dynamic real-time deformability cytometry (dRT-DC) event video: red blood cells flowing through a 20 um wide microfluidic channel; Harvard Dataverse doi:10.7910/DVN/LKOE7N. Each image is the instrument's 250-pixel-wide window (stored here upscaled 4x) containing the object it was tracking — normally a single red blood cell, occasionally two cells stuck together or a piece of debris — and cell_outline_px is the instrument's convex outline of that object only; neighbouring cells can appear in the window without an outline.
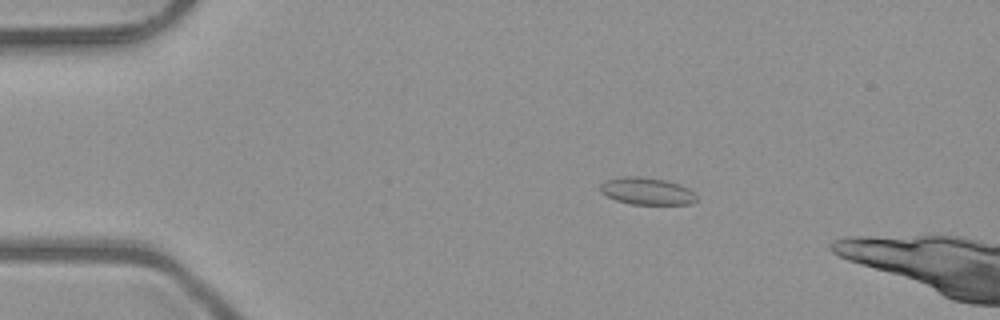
{"species": "common noctule bat (a hibernating species)", "species_latin": "Nyctalus noctula", "temperature_condition": "room temperature", "stored_images_in_passage": 5, "camera_frame_rate_fps": 3000, "um_per_image_px": 0.085, "animal": {"sex": "male", "body_mass_g": 23.1, "forearm_length_mm": 52.7}, "frame": {"image": 1, "passage_image": 3, "time_ms": 0.667, "image_size_px": [1000, 320], "cell_outline_px": [[696, 200], [692, 204], [632, 204], [616, 200], [600, 192], [600, 184], [604, 180], [624, 176], [640, 176], [664, 180], [680, 184], [688, 188], [696, 196]], "centroid_in_image_um": [54.96, 16.24], "position_along_channel_um": 30.0, "area_um2": 15.2}}